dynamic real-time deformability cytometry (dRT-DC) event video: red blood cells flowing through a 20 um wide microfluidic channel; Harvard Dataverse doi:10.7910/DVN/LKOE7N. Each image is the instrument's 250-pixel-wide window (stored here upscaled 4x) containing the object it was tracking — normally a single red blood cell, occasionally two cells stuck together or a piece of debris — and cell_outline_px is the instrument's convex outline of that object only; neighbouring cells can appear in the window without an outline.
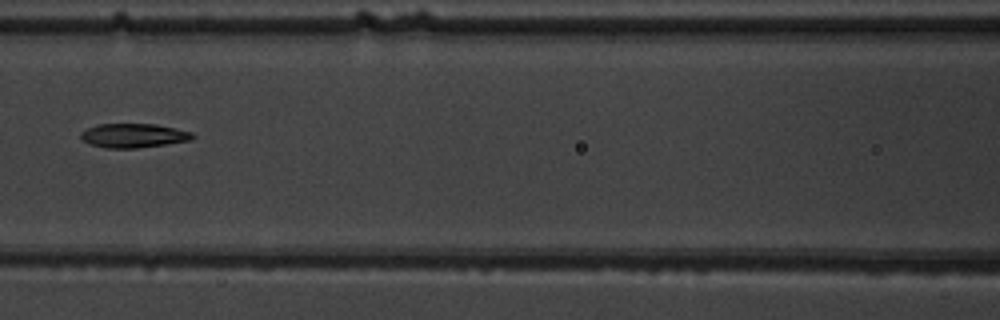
{"species": "common noctule bat (a hibernating species)", "species_latin": "Nyctalus noctula", "temperature_condition": "warm", "stored_images_in_passage": 4, "camera_frame_rate_fps": 3000, "um_per_image_px": 0.085, "animal": {"sex": "male", "body_mass_g": 19.5, "forearm_length_mm": 54.6}, "frame": {"image": 1, "passage_image": 3, "time_ms": 2.333, "image_size_px": [1000, 320], "cell_outline_px": [[196, 136], [192, 140], [136, 148], [108, 148], [88, 144], [80, 136], [80, 132], [88, 128], [100, 124], [156, 124], [176, 128], [192, 132]], "centroid_in_image_um": [11.37, 11.52], "position_along_channel_um": 155.2, "area_um2": 15.66}}
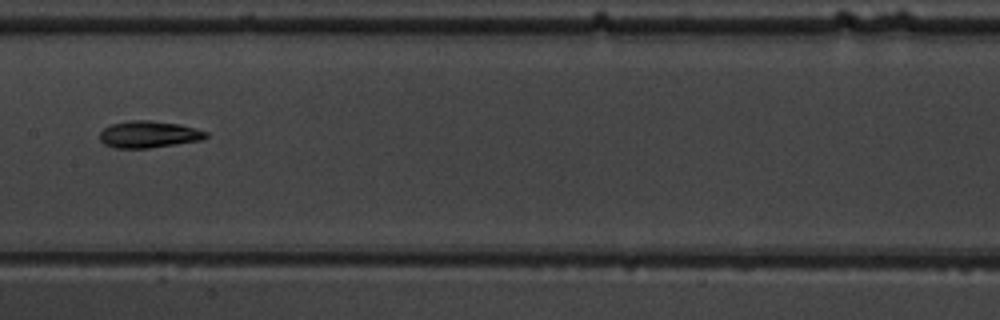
{"frame": {"image": 2, "passage_image": 4, "time_ms": 3.333, "image_size_px": [1000, 320], "cell_outline_px": [[208, 136], [200, 140], [176, 144], [148, 148], [116, 148], [104, 144], [100, 140], [100, 132], [104, 128], [112, 124], [128, 120], [152, 120], [180, 124], [208, 132]], "centroid_in_image_um": [12.63, 11.41], "position_along_channel_um": 194.8, "area_um2": 16.59}}